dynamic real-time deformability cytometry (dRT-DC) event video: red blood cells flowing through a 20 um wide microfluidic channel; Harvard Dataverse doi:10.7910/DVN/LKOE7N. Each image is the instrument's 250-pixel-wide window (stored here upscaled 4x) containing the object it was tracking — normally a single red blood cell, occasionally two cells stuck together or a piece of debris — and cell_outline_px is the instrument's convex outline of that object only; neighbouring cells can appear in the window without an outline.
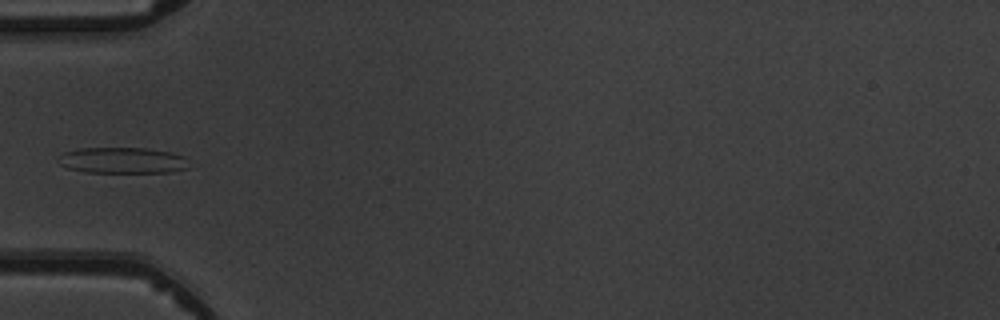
{"species": "common noctule bat (a hibernating species)", "species_latin": "Nyctalus noctula", "temperature_condition": "warm", "stored_images_in_passage": 6, "camera_frame_rate_fps": 3000, "um_per_image_px": 0.085, "animal": {"sex": "male", "body_mass_g": 19.5, "forearm_length_mm": 54.6}, "frame": {"image": 1, "passage_image": 5, "time_ms": 4.667, "image_size_px": [1000, 320], "cell_outline_px": [[188, 168], [172, 172], [84, 172], [68, 168], [60, 164], [56, 160], [56, 156], [64, 152], [80, 148], [144, 148], [172, 152], [184, 156]], "centroid_in_image_um": [10.36, 13.63], "position_along_channel_um": 74.6, "area_um2": 19.88}}